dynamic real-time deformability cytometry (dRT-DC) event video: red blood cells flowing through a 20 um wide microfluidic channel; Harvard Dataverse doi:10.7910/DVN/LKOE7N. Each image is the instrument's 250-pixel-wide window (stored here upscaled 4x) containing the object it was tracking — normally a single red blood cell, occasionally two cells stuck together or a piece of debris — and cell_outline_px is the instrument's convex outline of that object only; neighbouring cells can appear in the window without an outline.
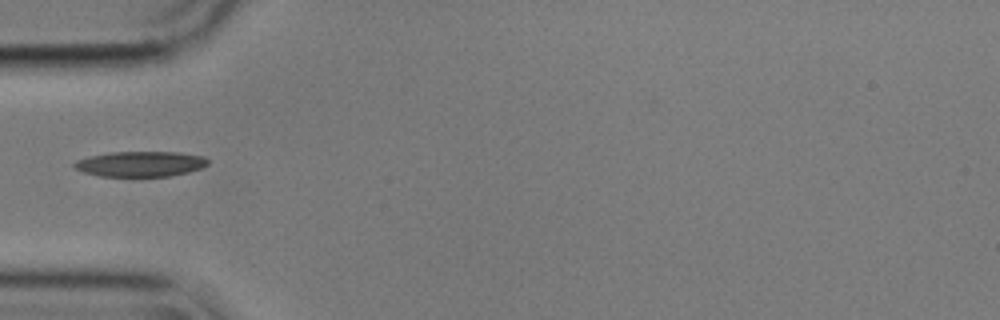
{"species": "common noctule bat (a hibernating species)", "species_latin": "Nyctalus noctula", "temperature_condition": "cold", "stored_images_in_passage": 10, "camera_frame_rate_fps": 3000, "um_per_image_px": 0.085, "animal": {"sex": "male", "body_mass_g": 17.9}, "frame": {"image": 1, "passage_image": 1, "time_ms": 0.0, "image_size_px": [1000, 320], "cell_outline_px": [[208, 164], [200, 168], [188, 172], [168, 176], [100, 176], [84, 172], [76, 168], [72, 164], [76, 160], [108, 152], [180, 152], [204, 156], [208, 160]], "centroid_in_image_um": [11.95, 13.93], "position_along_channel_um": 73.0, "area_um2": 19.59}}
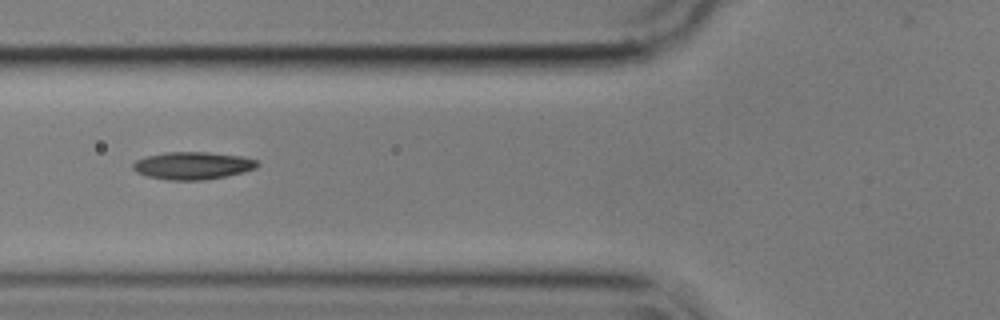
{"frame": {"image": 2, "passage_image": 4, "time_ms": 1.0, "image_size_px": [1000, 320], "cell_outline_px": [[260, 164], [256, 168], [244, 172], [204, 180], [168, 180], [148, 176], [136, 172], [132, 168], [132, 164], [136, 160], [148, 156], [164, 152], [208, 152], [240, 156], [256, 160]], "centroid_in_image_um": [16.37, 14.07], "position_along_channel_um": 109.4, "area_um2": 19.88}}
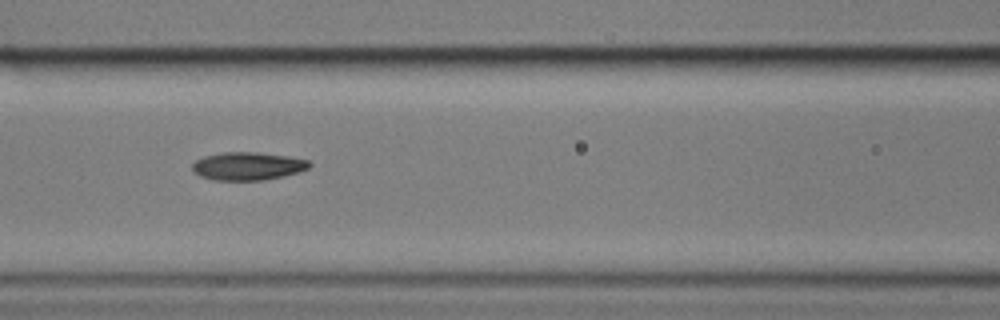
{"frame": {"image": 3, "passage_image": 7, "time_ms": 2.0, "image_size_px": [1000, 320], "cell_outline_px": [[312, 164], [308, 168], [284, 176], [264, 180], [212, 180], [200, 176], [192, 172], [192, 164], [196, 160], [204, 156], [224, 152], [256, 152], [288, 156], [308, 160]], "centroid_in_image_um": [21.02, 14.12], "position_along_channel_um": 145.6, "area_um2": 19.13}}